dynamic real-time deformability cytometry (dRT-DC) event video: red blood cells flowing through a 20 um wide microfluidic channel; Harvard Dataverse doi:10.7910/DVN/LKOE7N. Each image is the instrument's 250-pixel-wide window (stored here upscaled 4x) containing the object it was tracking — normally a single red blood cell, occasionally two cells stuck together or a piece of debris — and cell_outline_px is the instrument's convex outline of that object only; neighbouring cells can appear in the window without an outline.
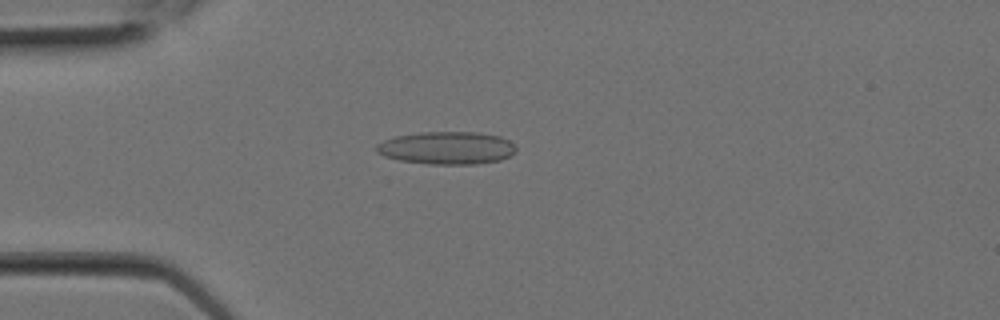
{"species": "Egyptian fruit bat (a non-hibernating species)", "species_latin": "Rousettus aegyptiacus", "temperature_condition": "room temperature", "stored_images_in_passage": 2, "camera_frame_rate_fps": 3000, "um_per_image_px": 0.085, "animal": {"sex": "female"}, "frame": {"image": 1, "passage_image": 2, "time_ms": 0.333, "image_size_px": [1000, 320], "cell_outline_px": [[516, 152], [500, 160], [476, 164], [428, 164], [400, 160], [384, 156], [376, 152], [376, 144], [384, 140], [396, 136], [420, 132], [480, 132], [500, 136], [508, 140], [516, 148]], "centroid_in_image_um": [37.97, 12.57], "position_along_channel_um": 47.0, "area_um2": 26.65}}